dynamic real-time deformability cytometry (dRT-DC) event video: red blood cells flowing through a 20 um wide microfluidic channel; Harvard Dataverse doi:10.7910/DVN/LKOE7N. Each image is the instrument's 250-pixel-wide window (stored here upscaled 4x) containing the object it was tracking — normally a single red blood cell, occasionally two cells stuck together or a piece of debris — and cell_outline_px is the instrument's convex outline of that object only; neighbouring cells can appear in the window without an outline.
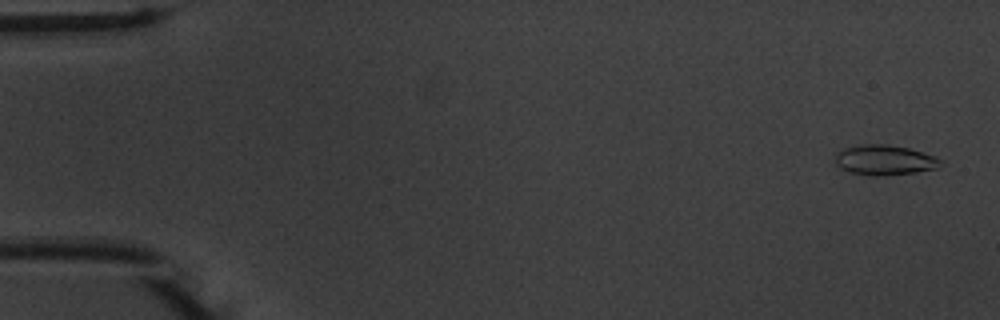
{"species": "common noctule bat (a hibernating species)", "species_latin": "Nyctalus noctula", "temperature_condition": "warm", "stored_images_in_passage": 54, "camera_frame_rate_fps": 3000, "um_per_image_px": 0.085, "animal": {"sex": "male", "body_mass_g": 20.1, "forearm_length_mm": 53.5}, "frame": {"image": 1, "passage_image": 2, "time_ms": 0.333, "image_size_px": [1000, 320], "cell_outline_px": [[944, 164], [940, 168], [916, 172], [884, 176], [872, 176], [852, 172], [840, 168], [836, 164], [836, 152], [860, 144], [888, 144], [908, 148], [936, 156], [944, 160]], "centroid_in_image_um": [75.27, 13.61], "position_along_channel_um": 9.7, "area_um2": 18.67}}
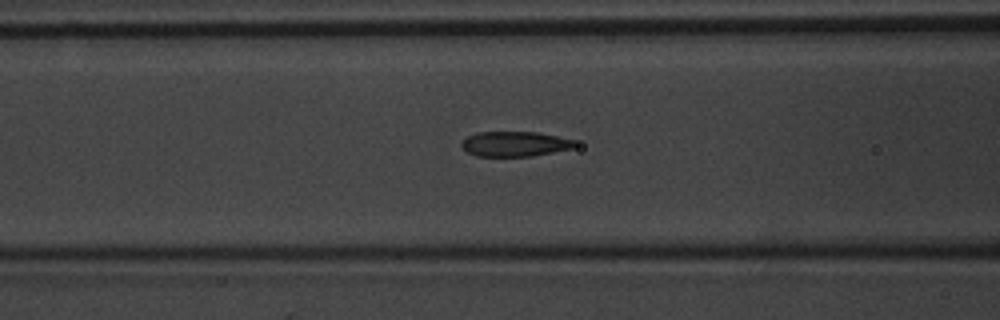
{"frame": {"image": 2, "passage_image": 22, "time_ms": 7.0, "image_size_px": [1000, 320], "cell_outline_px": [[576, 144], [572, 148], [532, 156], [476, 156], [468, 152], [460, 144], [468, 136], [476, 132], [540, 132], [576, 140]], "centroid_in_image_um": [43.77, 12.22], "position_along_channel_um": 122.8, "area_um2": 16.47}}
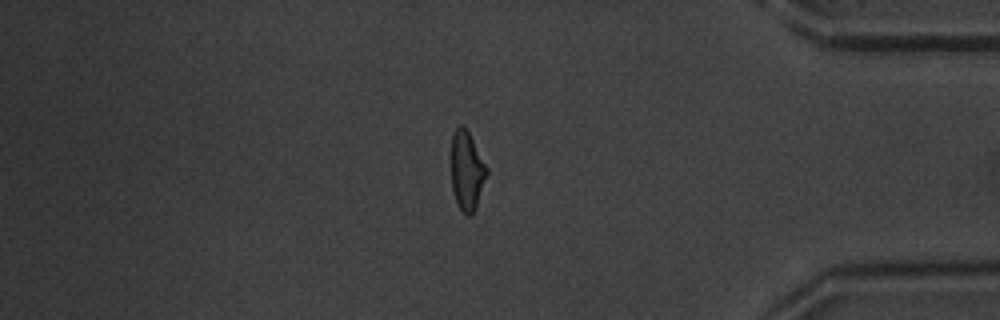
{"frame": {"image": 3, "passage_image": 46, "time_ms": 15.0, "image_size_px": [1000, 320], "cell_outline_px": [[488, 172], [476, 208], [472, 216], [468, 216], [460, 208], [456, 200], [452, 188], [452, 136], [456, 128], [460, 124], [464, 124], [488, 168]], "centroid_in_image_um": [39.7, 14.51], "position_along_channel_um": 395.5, "area_um2": 16.24}, "authors_computed_cell_mechanics": {"area_um2": 17.34, "velocity_mm_per_s": 3.7582, "shape_relaxation_time_tau1_ms": 3.7984, "shape_relaxation_time_tau2_ms": 1.4808, "deformation_change_tau1": 0.1528, "deformation_change_tau2": 0.0796}}